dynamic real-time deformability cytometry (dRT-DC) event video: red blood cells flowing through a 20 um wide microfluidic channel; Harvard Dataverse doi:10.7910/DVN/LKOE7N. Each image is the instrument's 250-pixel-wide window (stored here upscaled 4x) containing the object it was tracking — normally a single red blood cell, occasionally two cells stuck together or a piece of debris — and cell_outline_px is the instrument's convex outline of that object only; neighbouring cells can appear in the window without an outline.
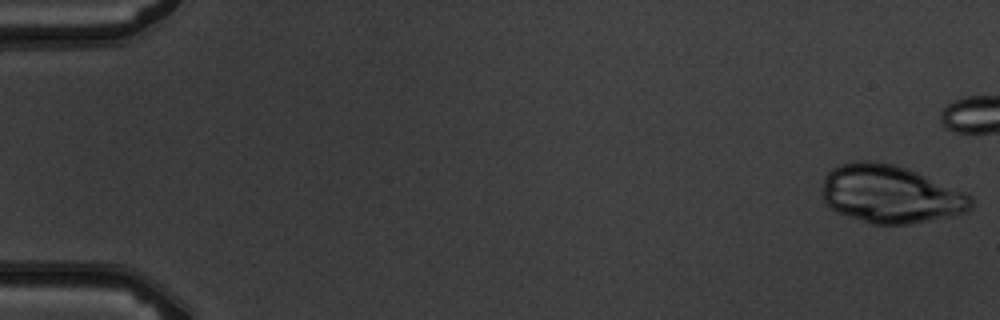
{"species": "common noctule bat (a hibernating species)", "species_latin": "Nyctalus noctula", "temperature_condition": "warm", "stored_images_in_passage": 6, "camera_frame_rate_fps": 3000, "um_per_image_px": 0.085, "animal": {"sex": "male", "body_mass_g": 19.5, "forearm_length_mm": 54.6}, "frame": {"image": 1, "passage_image": 1, "time_ms": 0.0, "image_size_px": [1000, 320], "cell_outline_px": [[972, 208], [968, 212], [912, 224], [872, 224], [836, 212], [824, 200], [824, 176], [832, 168], [840, 164], [856, 160], [872, 160], [892, 164], [908, 168], [968, 192], [972, 196]], "centroid_in_image_um": [75.74, 16.49], "position_along_channel_um": 9.3, "area_um2": 50.58}}